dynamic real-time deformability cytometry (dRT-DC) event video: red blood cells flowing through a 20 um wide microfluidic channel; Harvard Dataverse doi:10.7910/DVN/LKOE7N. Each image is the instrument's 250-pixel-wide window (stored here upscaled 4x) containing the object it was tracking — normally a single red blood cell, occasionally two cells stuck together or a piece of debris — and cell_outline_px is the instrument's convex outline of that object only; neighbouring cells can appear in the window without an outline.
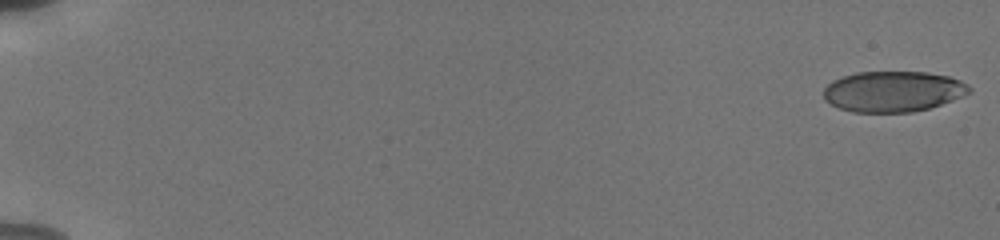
{"species": "human", "species_latin": "Homo sapiens", "temperature_condition": "cold", "stored_images_in_passage": 56, "camera_frame_rate_fps": 3000, "um_per_image_px": 0.085, "donor": {"sex": "male"}, "frame": {"image": 1, "passage_image": 1, "time_ms": 0.0, "image_size_px": [1000, 240], "cell_outline_px": [[972, 88], [968, 92], [952, 100], [928, 108], [912, 112], [852, 112], [840, 108], [832, 104], [824, 96], [824, 88], [832, 80], [856, 72], [928, 72], [948, 76], [960, 80], [968, 84]], "centroid_in_image_um": [75.91, 7.76], "position_along_channel_um": 9.1, "area_um2": 34.28}}
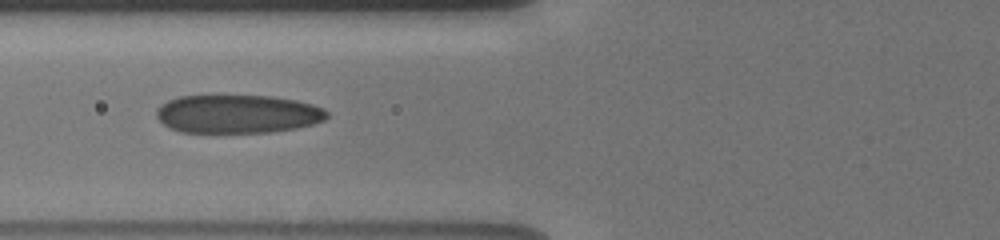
{"frame": {"image": 2, "passage_image": 24, "time_ms": 7.667, "image_size_px": [1000, 240], "cell_outline_px": [[328, 116], [324, 120], [312, 124], [296, 128], [272, 132], [180, 132], [168, 128], [156, 116], [156, 108], [160, 104], [168, 100], [180, 96], [272, 96], [296, 100], [312, 104], [324, 108], [328, 112]], "centroid_in_image_um": [20.18, 9.69], "position_along_channel_um": 105.6, "area_um2": 38.26}}
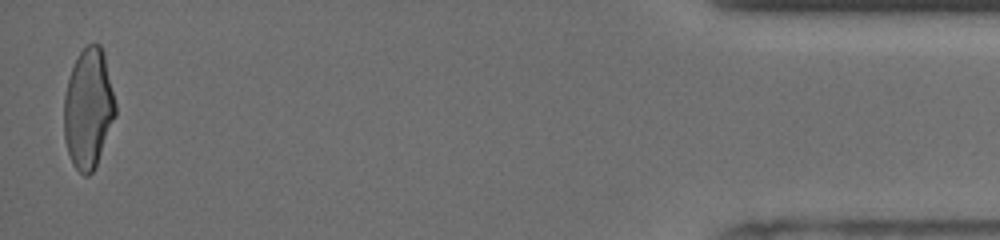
{"frame": {"image": 3, "passage_image": 55, "time_ms": 18.0, "image_size_px": [1000, 240], "cell_outline_px": [[116, 116], [96, 164], [92, 172], [88, 176], [84, 176], [72, 164], [64, 140], [64, 96], [68, 80], [72, 68], [80, 52], [88, 44], [100, 44], [104, 52], [116, 104]], "centroid_in_image_um": [7.51, 9.23], "position_along_channel_um": 427.7, "area_um2": 35.84}, "authors_computed_cell_mechanics": {"area_um2": 37.4544, "velocity_mm_per_s": 3.8155, "shape_relaxation_time_tau1_ms": 4.0137, "shape_relaxation_time_tau2_ms": 0.9957, "deformation_change_tau1": 0.1578, "deformation_change_tau2": 0.0736}}